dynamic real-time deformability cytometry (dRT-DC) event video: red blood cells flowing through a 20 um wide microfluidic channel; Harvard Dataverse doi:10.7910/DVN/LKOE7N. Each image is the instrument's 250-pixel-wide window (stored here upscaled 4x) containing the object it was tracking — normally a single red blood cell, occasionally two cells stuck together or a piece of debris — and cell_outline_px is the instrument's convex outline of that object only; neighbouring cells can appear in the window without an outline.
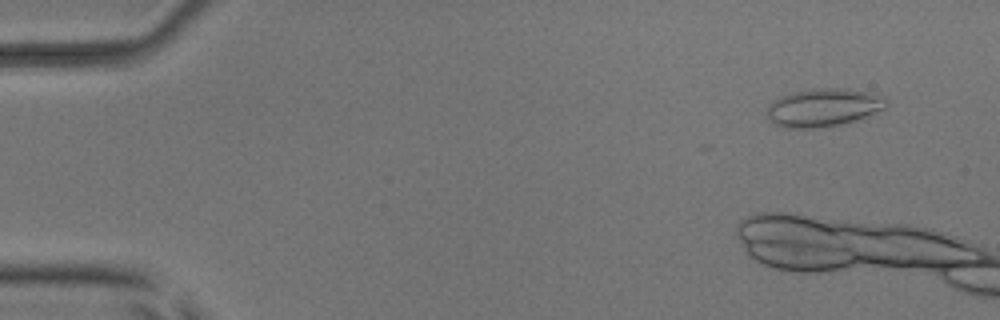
{"species": "common noctule bat (a hibernating species)", "species_latin": "Nyctalus noctula", "temperature_condition": "room temperature", "stored_images_in_passage": 10, "camera_frame_rate_fps": 3000, "um_per_image_px": 0.085, "animal": {"sex": "male", "body_mass_g": 17.9, "forearm_length_mm": 54.2}, "frame": {"image": 1, "passage_image": 4, "time_ms": 1.0, "image_size_px": [1000, 320], "cell_outline_px": [[888, 108], [856, 120], [840, 124], [816, 128], [788, 128], [776, 124], [768, 120], [768, 104], [780, 96], [792, 92], [812, 88], [848, 88], [872, 92], [884, 96], [888, 100]], "centroid_in_image_um": [70.05, 9.12], "position_along_channel_um": 15.0, "area_um2": 26.88}}